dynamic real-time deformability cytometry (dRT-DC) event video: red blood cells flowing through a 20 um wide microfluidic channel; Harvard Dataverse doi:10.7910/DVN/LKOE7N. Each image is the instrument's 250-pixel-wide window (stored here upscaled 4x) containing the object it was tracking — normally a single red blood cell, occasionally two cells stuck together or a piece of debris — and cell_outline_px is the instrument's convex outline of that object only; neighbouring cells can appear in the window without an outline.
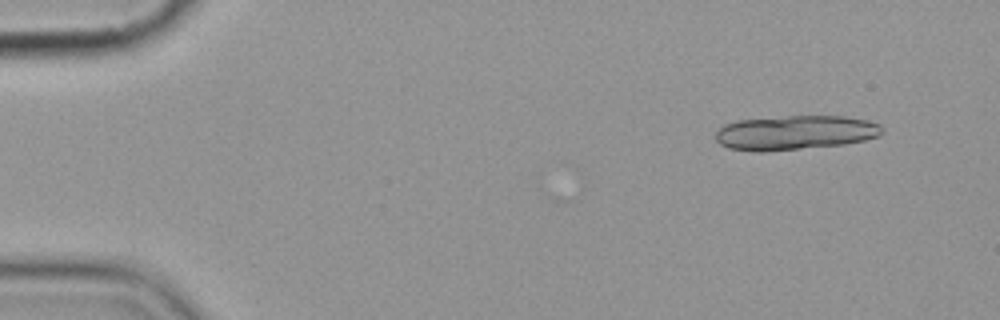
{"species": "common noctule bat (a hibernating species)", "species_latin": "Nyctalus noctula", "temperature_condition": "cold", "stored_images_in_passage": 6, "camera_frame_rate_fps": 3000, "um_per_image_px": 0.085, "animal": {"sex": "female", "body_mass_g": 19.9}, "frame": {"image": 1, "passage_image": 2, "time_ms": 1.333, "image_size_px": [1000, 320], "cell_outline_px": [[884, 132], [876, 136], [864, 140], [844, 144], [768, 152], [756, 152], [728, 148], [720, 144], [716, 140], [716, 132], [724, 124], [736, 120], [788, 116], [844, 116], [868, 120], [880, 124], [884, 128]], "centroid_in_image_um": [67.57, 11.28], "position_along_channel_um": 17.4, "area_um2": 33.64}}